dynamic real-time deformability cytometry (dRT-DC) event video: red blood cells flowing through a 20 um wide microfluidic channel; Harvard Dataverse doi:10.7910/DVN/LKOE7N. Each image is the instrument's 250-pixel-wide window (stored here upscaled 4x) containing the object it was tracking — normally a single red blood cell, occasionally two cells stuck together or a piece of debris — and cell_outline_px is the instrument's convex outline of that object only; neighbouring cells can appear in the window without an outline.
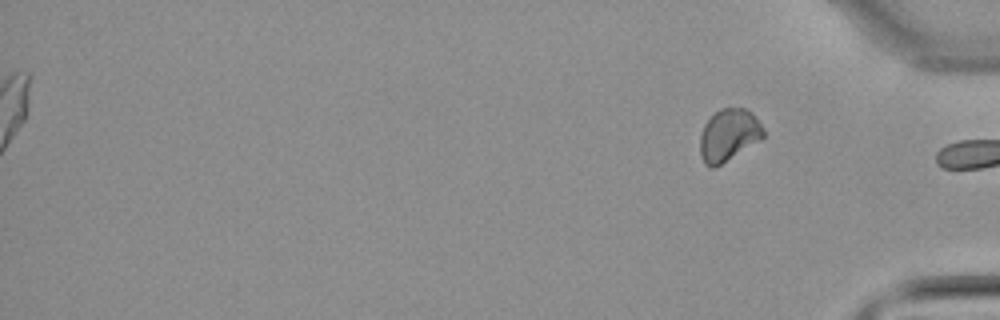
{"species": "common noctule bat (a hibernating species)", "species_latin": "Nyctalus noctula", "temperature_condition": "warm", "stored_images_in_passage": 39, "segment_of_instrument_passage": [2, 2], "camera_frame_rate_fps": 3000, "um_per_image_px": 0.085, "animal": {"sex": "male", "body_mass_g": 21.5, "forearm_length_mm": 52.0}, "frame": {"image": 1, "passage_image": 39, "time_ms": 12.667, "image_size_px": [1000, 320], "cell_outline_px": [[764, 136], [760, 140], [720, 164], [712, 168], [704, 164], [700, 156], [700, 136], [704, 124], [720, 108], [744, 108], [752, 112], [764, 128]], "centroid_in_image_um": [61.93, 11.47], "position_along_channel_um": 373.3, "area_um2": 19.07}}